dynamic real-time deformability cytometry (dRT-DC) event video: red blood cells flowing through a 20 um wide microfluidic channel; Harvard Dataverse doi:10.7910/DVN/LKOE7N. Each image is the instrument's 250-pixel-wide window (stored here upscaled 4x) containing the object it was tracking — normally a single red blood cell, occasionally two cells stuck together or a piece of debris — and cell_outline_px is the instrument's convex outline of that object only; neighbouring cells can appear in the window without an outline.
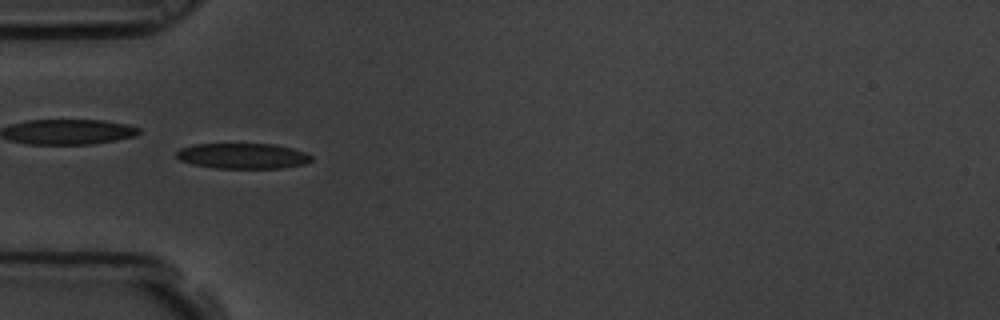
{"species": "common noctule bat (a hibernating species)", "species_latin": "Nyctalus noctula", "temperature_condition": "room temperature", "stored_images_in_passage": 6, "camera_frame_rate_fps": 3000, "um_per_image_px": 0.085, "animal": {"sex": "male", "body_mass_g": 19.5, "forearm_length_mm": 54.6}, "frame": {"image": 1, "passage_image": 5, "time_ms": 1.333, "image_size_px": [1000, 320], "cell_outline_px": [[312, 160], [304, 164], [280, 168], [212, 168], [192, 164], [180, 160], [176, 156], [176, 152], [180, 148], [192, 144], [272, 144], [292, 148], [304, 152], [312, 156]], "centroid_in_image_um": [20.6, 13.25], "position_along_channel_um": 64.4, "area_um2": 20.06}}